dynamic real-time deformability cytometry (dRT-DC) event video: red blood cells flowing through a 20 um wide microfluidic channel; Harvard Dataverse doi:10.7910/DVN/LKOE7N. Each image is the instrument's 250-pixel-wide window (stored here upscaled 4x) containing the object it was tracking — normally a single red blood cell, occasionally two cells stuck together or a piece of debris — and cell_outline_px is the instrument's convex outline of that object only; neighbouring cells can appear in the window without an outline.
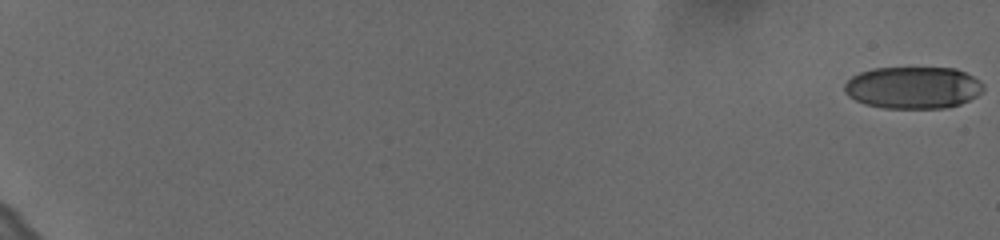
{"species": "human", "species_latin": "Homo sapiens", "temperature_condition": "cold", "stored_images_in_passage": 8, "camera_frame_rate_fps": 3000, "um_per_image_px": 0.085, "donor": {"sex": "female"}, "frame": {"image": 1, "passage_image": 1, "time_ms": 0.0, "image_size_px": [1000, 240], "cell_outline_px": [[984, 88], [976, 96], [960, 104], [944, 108], [884, 108], [864, 104], [848, 96], [844, 92], [844, 84], [852, 76], [860, 72], [872, 68], [956, 68], [980, 80], [984, 84]], "centroid_in_image_um": [77.59, 7.44], "position_along_channel_um": 7.4, "area_um2": 34.1}}